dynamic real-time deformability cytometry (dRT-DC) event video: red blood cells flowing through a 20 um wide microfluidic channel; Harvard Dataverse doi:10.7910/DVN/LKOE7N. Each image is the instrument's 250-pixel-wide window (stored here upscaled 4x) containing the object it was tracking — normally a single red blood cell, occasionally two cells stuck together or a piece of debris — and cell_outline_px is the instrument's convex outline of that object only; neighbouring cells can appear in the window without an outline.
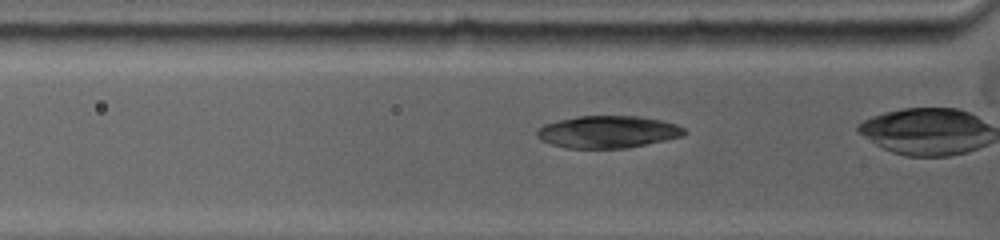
{"species": "common noctule bat (a hibernating species)", "species_latin": "Nyctalus noctula", "temperature_condition": "warm", "stored_images_in_passage": 7, "camera_frame_rate_fps": 5000, "um_per_image_px": 0.085, "animal": {"sex": "female", "body_mass_g": 19.0, "forearm_length_mm": 53.3}, "frame": {"image": 1, "passage_image": 5, "time_ms": 1.0, "image_size_px": [1000, 240], "cell_outline_px": [[688, 132], [684, 136], [624, 148], [568, 148], [552, 144], [540, 140], [536, 136], [536, 132], [544, 124], [556, 120], [576, 116], [640, 116], [660, 120], [676, 124], [684, 128]], "centroid_in_image_um": [51.65, 11.2], "position_along_channel_um": 74.1, "area_um2": 27.63}}